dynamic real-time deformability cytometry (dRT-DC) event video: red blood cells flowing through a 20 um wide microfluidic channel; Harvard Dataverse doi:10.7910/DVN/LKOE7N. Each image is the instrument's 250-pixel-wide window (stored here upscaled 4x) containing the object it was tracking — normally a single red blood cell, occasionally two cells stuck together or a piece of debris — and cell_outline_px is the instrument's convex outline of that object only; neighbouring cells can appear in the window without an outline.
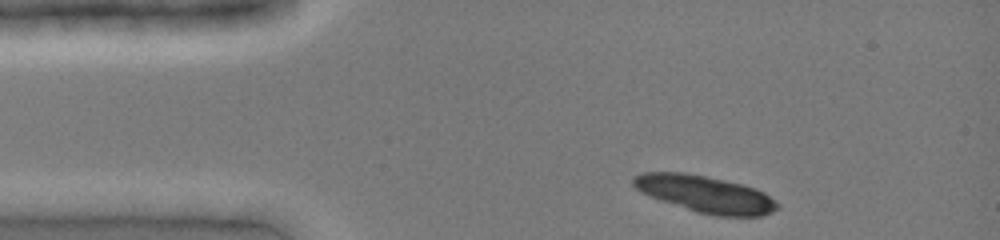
{"species": "common noctule bat (a hibernating species)", "species_latin": "Nyctalus noctula", "temperature_condition": "cold", "stored_images_in_passage": 8, "camera_frame_rate_fps": 3000, "um_per_image_px": 0.085, "animal": {"sex": "female", "body_mass_g": 19.0, "forearm_length_mm": 51.5}, "frame": {"image": 1, "passage_image": 2, "time_ms": 0.333, "image_size_px": [1000, 240], "cell_outline_px": [[780, 208], [772, 212], [760, 216], [716, 216], [696, 212], [660, 200], [640, 192], [632, 184], [632, 176], [644, 172], [684, 172], [724, 180], [756, 188], [764, 192], [776, 200], [780, 204]], "centroid_in_image_um": [59.96, 16.5], "position_along_channel_um": 25.0, "area_um2": 31.04}}